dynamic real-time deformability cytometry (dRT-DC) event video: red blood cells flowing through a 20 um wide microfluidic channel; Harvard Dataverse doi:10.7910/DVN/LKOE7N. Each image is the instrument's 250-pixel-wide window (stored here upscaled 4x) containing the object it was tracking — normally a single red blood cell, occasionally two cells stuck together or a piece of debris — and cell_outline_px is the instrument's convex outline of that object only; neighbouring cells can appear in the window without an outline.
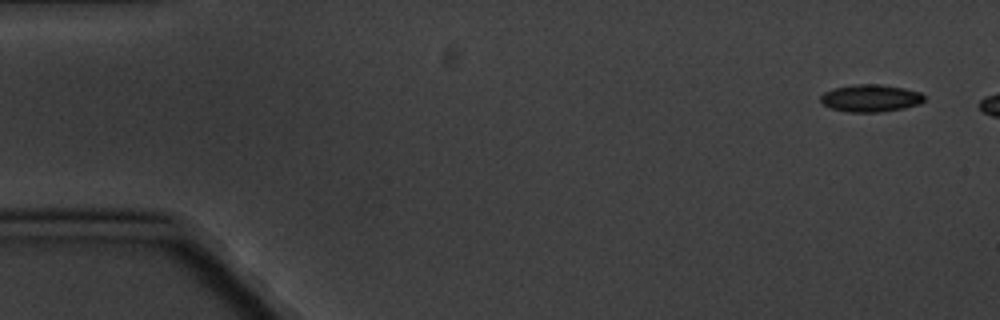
{"species": "common noctule bat (a hibernating species)", "species_latin": "Nyctalus noctula", "temperature_condition": "cold", "stored_images_in_passage": 3, "camera_frame_rate_fps": 3000, "um_per_image_px": 0.085, "animal": {"sex": "male", "body_mass_g": 20.1, "forearm_length_mm": 53.5}, "frame": {"image": 1, "passage_image": 1, "time_ms": 0.0, "image_size_px": [1000, 320], "cell_outline_px": [[924, 100], [920, 104], [904, 108], [880, 112], [848, 112], [832, 108], [820, 104], [820, 96], [824, 92], [832, 88], [856, 84], [880, 84], [904, 88], [920, 92], [924, 96]], "centroid_in_image_um": [73.97, 8.34], "position_along_channel_um": 11.0, "area_um2": 16.65}}